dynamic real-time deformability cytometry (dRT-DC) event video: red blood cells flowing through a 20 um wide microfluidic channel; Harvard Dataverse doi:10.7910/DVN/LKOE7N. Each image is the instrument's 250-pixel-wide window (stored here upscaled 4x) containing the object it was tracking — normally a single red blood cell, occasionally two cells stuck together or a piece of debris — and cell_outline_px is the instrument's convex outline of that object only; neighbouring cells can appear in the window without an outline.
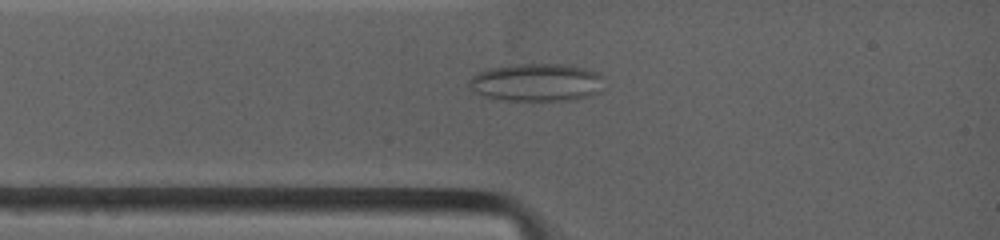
{"species": "common noctule bat (a hibernating species)", "species_latin": "Nyctalus noctula", "temperature_condition": "warm", "stored_images_in_passage": 20, "camera_frame_rate_fps": 4500, "um_per_image_px": 0.085, "animal": {"sex": "female", "body_mass_g": 19.0, "forearm_length_mm": 53.3}, "frame": {"image": 1, "passage_image": 5, "time_ms": 1.778, "image_size_px": [1000, 240], "cell_outline_px": [[600, 92], [584, 96], [556, 100], [504, 100], [484, 96], [476, 92], [472, 88], [472, 80], [480, 72], [492, 68], [508, 64], [556, 64], [580, 68], [596, 72]], "centroid_in_image_um": [45.53, 7.0], "position_along_channel_um": 39.5, "area_um2": 28.26}}
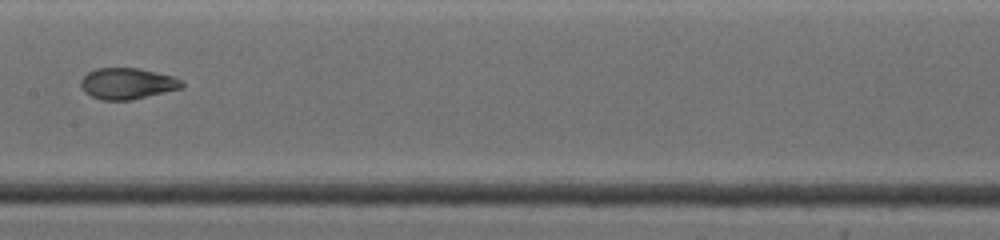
{"frame": {"image": 2, "passage_image": 13, "time_ms": 5.778, "image_size_px": [1000, 240], "cell_outline_px": [[184, 84], [180, 88], [128, 100], [104, 100], [92, 96], [80, 84], [84, 76], [88, 72], [96, 68], [140, 68], [172, 76], [180, 80]], "centroid_in_image_um": [10.81, 7.08], "position_along_channel_um": 196.6, "area_um2": 17.8}}
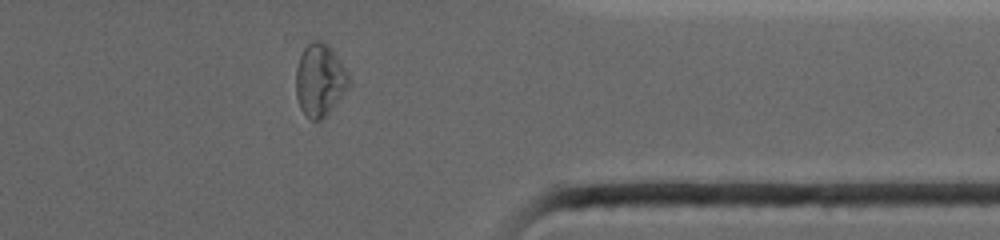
{"frame": {"image": 3, "passage_image": 18, "time_ms": 10.889, "image_size_px": [1000, 240], "cell_outline_px": [[348, 84], [328, 112], [320, 120], [312, 120], [300, 108], [296, 96], [296, 68], [300, 56], [304, 48], [312, 40], [320, 40], [328, 44], [336, 56], [348, 76]], "centroid_in_image_um": [27.12, 6.77], "position_along_channel_um": 384.3, "area_um2": 21.44}, "authors_computed_cell_mechanics": {"area_um2": 20.2589, "velocity_mm_per_s": 3.9399, "shape_relaxation_time_tau1_ms": null, "shape_relaxation_time_tau2_ms": 1.7692, "deformation_change_tau1": null, "deformation_change_tau2": 0.0624}}